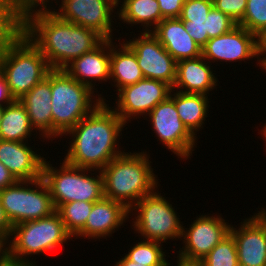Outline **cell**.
Listing matches in <instances>:
<instances>
[{
	"instance_id": "obj_43",
	"label": "cell",
	"mask_w": 266,
	"mask_h": 266,
	"mask_svg": "<svg viewBox=\"0 0 266 266\" xmlns=\"http://www.w3.org/2000/svg\"><path fill=\"white\" fill-rule=\"evenodd\" d=\"M114 266H145V264L135 263L131 260H129L126 256H122V258L116 262V264H113Z\"/></svg>"
},
{
	"instance_id": "obj_42",
	"label": "cell",
	"mask_w": 266,
	"mask_h": 266,
	"mask_svg": "<svg viewBox=\"0 0 266 266\" xmlns=\"http://www.w3.org/2000/svg\"><path fill=\"white\" fill-rule=\"evenodd\" d=\"M8 246V247H6ZM9 257V238L0 233V262Z\"/></svg>"
},
{
	"instance_id": "obj_35",
	"label": "cell",
	"mask_w": 266,
	"mask_h": 266,
	"mask_svg": "<svg viewBox=\"0 0 266 266\" xmlns=\"http://www.w3.org/2000/svg\"><path fill=\"white\" fill-rule=\"evenodd\" d=\"M213 6L238 23L245 14L247 0H213Z\"/></svg>"
},
{
	"instance_id": "obj_19",
	"label": "cell",
	"mask_w": 266,
	"mask_h": 266,
	"mask_svg": "<svg viewBox=\"0 0 266 266\" xmlns=\"http://www.w3.org/2000/svg\"><path fill=\"white\" fill-rule=\"evenodd\" d=\"M64 70L75 80L88 86L93 92L96 83L110 80V39H105L98 47L75 58Z\"/></svg>"
},
{
	"instance_id": "obj_23",
	"label": "cell",
	"mask_w": 266,
	"mask_h": 266,
	"mask_svg": "<svg viewBox=\"0 0 266 266\" xmlns=\"http://www.w3.org/2000/svg\"><path fill=\"white\" fill-rule=\"evenodd\" d=\"M110 39V80L118 92L121 88L144 79L135 53L123 42ZM116 44V45H115ZM115 45V46H114ZM119 47V48H118Z\"/></svg>"
},
{
	"instance_id": "obj_33",
	"label": "cell",
	"mask_w": 266,
	"mask_h": 266,
	"mask_svg": "<svg viewBox=\"0 0 266 266\" xmlns=\"http://www.w3.org/2000/svg\"><path fill=\"white\" fill-rule=\"evenodd\" d=\"M213 7V0H186L180 15L181 20L205 19Z\"/></svg>"
},
{
	"instance_id": "obj_4",
	"label": "cell",
	"mask_w": 266,
	"mask_h": 266,
	"mask_svg": "<svg viewBox=\"0 0 266 266\" xmlns=\"http://www.w3.org/2000/svg\"><path fill=\"white\" fill-rule=\"evenodd\" d=\"M72 78L64 69L51 70L52 140L73 128L106 98ZM98 96V97H97ZM95 99V100H94Z\"/></svg>"
},
{
	"instance_id": "obj_39",
	"label": "cell",
	"mask_w": 266,
	"mask_h": 266,
	"mask_svg": "<svg viewBox=\"0 0 266 266\" xmlns=\"http://www.w3.org/2000/svg\"><path fill=\"white\" fill-rule=\"evenodd\" d=\"M17 181L15 176L0 162V191L14 185Z\"/></svg>"
},
{
	"instance_id": "obj_8",
	"label": "cell",
	"mask_w": 266,
	"mask_h": 266,
	"mask_svg": "<svg viewBox=\"0 0 266 266\" xmlns=\"http://www.w3.org/2000/svg\"><path fill=\"white\" fill-rule=\"evenodd\" d=\"M156 190L144 196L130 209L131 215H137L132 218L131 228L145 240L161 243L170 239L181 241L184 224L180 221L175 207Z\"/></svg>"
},
{
	"instance_id": "obj_22",
	"label": "cell",
	"mask_w": 266,
	"mask_h": 266,
	"mask_svg": "<svg viewBox=\"0 0 266 266\" xmlns=\"http://www.w3.org/2000/svg\"><path fill=\"white\" fill-rule=\"evenodd\" d=\"M151 33L177 62L201 56V47L185 30L180 18H164Z\"/></svg>"
},
{
	"instance_id": "obj_12",
	"label": "cell",
	"mask_w": 266,
	"mask_h": 266,
	"mask_svg": "<svg viewBox=\"0 0 266 266\" xmlns=\"http://www.w3.org/2000/svg\"><path fill=\"white\" fill-rule=\"evenodd\" d=\"M171 91L172 87L165 82L144 78L121 88L116 93V106L112 109L128 124L131 119L141 118L143 115L145 118L158 103L170 96Z\"/></svg>"
},
{
	"instance_id": "obj_29",
	"label": "cell",
	"mask_w": 266,
	"mask_h": 266,
	"mask_svg": "<svg viewBox=\"0 0 266 266\" xmlns=\"http://www.w3.org/2000/svg\"><path fill=\"white\" fill-rule=\"evenodd\" d=\"M93 204L94 202L73 201L62 204L56 209L72 237L85 226Z\"/></svg>"
},
{
	"instance_id": "obj_24",
	"label": "cell",
	"mask_w": 266,
	"mask_h": 266,
	"mask_svg": "<svg viewBox=\"0 0 266 266\" xmlns=\"http://www.w3.org/2000/svg\"><path fill=\"white\" fill-rule=\"evenodd\" d=\"M175 103L178 115L184 126L197 139L208 116L209 98L203 94L184 93L172 89L169 96Z\"/></svg>"
},
{
	"instance_id": "obj_46",
	"label": "cell",
	"mask_w": 266,
	"mask_h": 266,
	"mask_svg": "<svg viewBox=\"0 0 266 266\" xmlns=\"http://www.w3.org/2000/svg\"><path fill=\"white\" fill-rule=\"evenodd\" d=\"M177 266H201L199 263H186V262H182L177 260Z\"/></svg>"
},
{
	"instance_id": "obj_34",
	"label": "cell",
	"mask_w": 266,
	"mask_h": 266,
	"mask_svg": "<svg viewBox=\"0 0 266 266\" xmlns=\"http://www.w3.org/2000/svg\"><path fill=\"white\" fill-rule=\"evenodd\" d=\"M11 7L24 19L28 14L36 11L50 10L49 3L53 0H8ZM59 3L60 1L54 0ZM48 5V6H47Z\"/></svg>"
},
{
	"instance_id": "obj_21",
	"label": "cell",
	"mask_w": 266,
	"mask_h": 266,
	"mask_svg": "<svg viewBox=\"0 0 266 266\" xmlns=\"http://www.w3.org/2000/svg\"><path fill=\"white\" fill-rule=\"evenodd\" d=\"M19 101L26 109L32 128L41 135L39 138L50 140L52 138L51 71Z\"/></svg>"
},
{
	"instance_id": "obj_26",
	"label": "cell",
	"mask_w": 266,
	"mask_h": 266,
	"mask_svg": "<svg viewBox=\"0 0 266 266\" xmlns=\"http://www.w3.org/2000/svg\"><path fill=\"white\" fill-rule=\"evenodd\" d=\"M33 131L35 132L26 109L19 100L4 107L0 122V139L28 142Z\"/></svg>"
},
{
	"instance_id": "obj_48",
	"label": "cell",
	"mask_w": 266,
	"mask_h": 266,
	"mask_svg": "<svg viewBox=\"0 0 266 266\" xmlns=\"http://www.w3.org/2000/svg\"><path fill=\"white\" fill-rule=\"evenodd\" d=\"M259 67L266 72V60Z\"/></svg>"
},
{
	"instance_id": "obj_14",
	"label": "cell",
	"mask_w": 266,
	"mask_h": 266,
	"mask_svg": "<svg viewBox=\"0 0 266 266\" xmlns=\"http://www.w3.org/2000/svg\"><path fill=\"white\" fill-rule=\"evenodd\" d=\"M123 42L135 53L145 78L159 80L173 87L177 61L151 32L140 31L139 36L134 35L133 39Z\"/></svg>"
},
{
	"instance_id": "obj_13",
	"label": "cell",
	"mask_w": 266,
	"mask_h": 266,
	"mask_svg": "<svg viewBox=\"0 0 266 266\" xmlns=\"http://www.w3.org/2000/svg\"><path fill=\"white\" fill-rule=\"evenodd\" d=\"M56 4L59 9L53 11L61 19L97 31L105 39L114 38L112 18L117 17L118 0H61Z\"/></svg>"
},
{
	"instance_id": "obj_3",
	"label": "cell",
	"mask_w": 266,
	"mask_h": 266,
	"mask_svg": "<svg viewBox=\"0 0 266 266\" xmlns=\"http://www.w3.org/2000/svg\"><path fill=\"white\" fill-rule=\"evenodd\" d=\"M147 151L124 152L112 159L102 170L104 197L123 203L129 210L144 196L158 189Z\"/></svg>"
},
{
	"instance_id": "obj_40",
	"label": "cell",
	"mask_w": 266,
	"mask_h": 266,
	"mask_svg": "<svg viewBox=\"0 0 266 266\" xmlns=\"http://www.w3.org/2000/svg\"><path fill=\"white\" fill-rule=\"evenodd\" d=\"M12 230H13V224L7 217L5 210L3 206L1 205V201H0V233L10 238Z\"/></svg>"
},
{
	"instance_id": "obj_1",
	"label": "cell",
	"mask_w": 266,
	"mask_h": 266,
	"mask_svg": "<svg viewBox=\"0 0 266 266\" xmlns=\"http://www.w3.org/2000/svg\"><path fill=\"white\" fill-rule=\"evenodd\" d=\"M125 125L107 102H101L64 134H69L72 139L64 161L76 167L101 171L112 159L124 153L119 141Z\"/></svg>"
},
{
	"instance_id": "obj_28",
	"label": "cell",
	"mask_w": 266,
	"mask_h": 266,
	"mask_svg": "<svg viewBox=\"0 0 266 266\" xmlns=\"http://www.w3.org/2000/svg\"><path fill=\"white\" fill-rule=\"evenodd\" d=\"M142 240V241H141ZM131 246L128 253L125 255L129 260L145 264V266H170L166 260V254L162 243L158 241L144 240Z\"/></svg>"
},
{
	"instance_id": "obj_32",
	"label": "cell",
	"mask_w": 266,
	"mask_h": 266,
	"mask_svg": "<svg viewBox=\"0 0 266 266\" xmlns=\"http://www.w3.org/2000/svg\"><path fill=\"white\" fill-rule=\"evenodd\" d=\"M237 23L214 6L208 13V38L212 39L229 32Z\"/></svg>"
},
{
	"instance_id": "obj_45",
	"label": "cell",
	"mask_w": 266,
	"mask_h": 266,
	"mask_svg": "<svg viewBox=\"0 0 266 266\" xmlns=\"http://www.w3.org/2000/svg\"><path fill=\"white\" fill-rule=\"evenodd\" d=\"M254 215L264 224V226L266 227V208H262L260 209V211H258V213H254Z\"/></svg>"
},
{
	"instance_id": "obj_11",
	"label": "cell",
	"mask_w": 266,
	"mask_h": 266,
	"mask_svg": "<svg viewBox=\"0 0 266 266\" xmlns=\"http://www.w3.org/2000/svg\"><path fill=\"white\" fill-rule=\"evenodd\" d=\"M199 215L190 224L183 226V247L177 251V260L186 263H199L219 242L230 234L231 224L222 215ZM185 244V245H184Z\"/></svg>"
},
{
	"instance_id": "obj_9",
	"label": "cell",
	"mask_w": 266,
	"mask_h": 266,
	"mask_svg": "<svg viewBox=\"0 0 266 266\" xmlns=\"http://www.w3.org/2000/svg\"><path fill=\"white\" fill-rule=\"evenodd\" d=\"M0 201L13 226L48 217L56 211L49 188L42 177L18 180L0 191Z\"/></svg>"
},
{
	"instance_id": "obj_47",
	"label": "cell",
	"mask_w": 266,
	"mask_h": 266,
	"mask_svg": "<svg viewBox=\"0 0 266 266\" xmlns=\"http://www.w3.org/2000/svg\"><path fill=\"white\" fill-rule=\"evenodd\" d=\"M263 127H262V130L260 132H261V135L265 137V140L264 141L266 142V123L264 124Z\"/></svg>"
},
{
	"instance_id": "obj_36",
	"label": "cell",
	"mask_w": 266,
	"mask_h": 266,
	"mask_svg": "<svg viewBox=\"0 0 266 266\" xmlns=\"http://www.w3.org/2000/svg\"><path fill=\"white\" fill-rule=\"evenodd\" d=\"M185 30L193 38V40L202 48L208 38V16L205 19L199 20H182Z\"/></svg>"
},
{
	"instance_id": "obj_37",
	"label": "cell",
	"mask_w": 266,
	"mask_h": 266,
	"mask_svg": "<svg viewBox=\"0 0 266 266\" xmlns=\"http://www.w3.org/2000/svg\"><path fill=\"white\" fill-rule=\"evenodd\" d=\"M164 18H179L186 0H157Z\"/></svg>"
},
{
	"instance_id": "obj_17",
	"label": "cell",
	"mask_w": 266,
	"mask_h": 266,
	"mask_svg": "<svg viewBox=\"0 0 266 266\" xmlns=\"http://www.w3.org/2000/svg\"><path fill=\"white\" fill-rule=\"evenodd\" d=\"M130 210L123 204L112 199L103 198L94 202L85 226L74 238L85 237L88 240L110 237L123 223L129 219Z\"/></svg>"
},
{
	"instance_id": "obj_20",
	"label": "cell",
	"mask_w": 266,
	"mask_h": 266,
	"mask_svg": "<svg viewBox=\"0 0 266 266\" xmlns=\"http://www.w3.org/2000/svg\"><path fill=\"white\" fill-rule=\"evenodd\" d=\"M211 65L202 55L194 59L178 61L176 80L172 89L209 96L210 91L216 89L219 82Z\"/></svg>"
},
{
	"instance_id": "obj_27",
	"label": "cell",
	"mask_w": 266,
	"mask_h": 266,
	"mask_svg": "<svg viewBox=\"0 0 266 266\" xmlns=\"http://www.w3.org/2000/svg\"><path fill=\"white\" fill-rule=\"evenodd\" d=\"M24 32V19L8 0H0V53L13 44Z\"/></svg>"
},
{
	"instance_id": "obj_49",
	"label": "cell",
	"mask_w": 266,
	"mask_h": 266,
	"mask_svg": "<svg viewBox=\"0 0 266 266\" xmlns=\"http://www.w3.org/2000/svg\"><path fill=\"white\" fill-rule=\"evenodd\" d=\"M3 112H4V106H0V122L2 119Z\"/></svg>"
},
{
	"instance_id": "obj_44",
	"label": "cell",
	"mask_w": 266,
	"mask_h": 266,
	"mask_svg": "<svg viewBox=\"0 0 266 266\" xmlns=\"http://www.w3.org/2000/svg\"><path fill=\"white\" fill-rule=\"evenodd\" d=\"M0 266H26V265L18 262L17 260H14L11 257H8L6 260L0 262Z\"/></svg>"
},
{
	"instance_id": "obj_38",
	"label": "cell",
	"mask_w": 266,
	"mask_h": 266,
	"mask_svg": "<svg viewBox=\"0 0 266 266\" xmlns=\"http://www.w3.org/2000/svg\"><path fill=\"white\" fill-rule=\"evenodd\" d=\"M15 101L16 99L11 93L6 78L0 72V106L5 107Z\"/></svg>"
},
{
	"instance_id": "obj_2",
	"label": "cell",
	"mask_w": 266,
	"mask_h": 266,
	"mask_svg": "<svg viewBox=\"0 0 266 266\" xmlns=\"http://www.w3.org/2000/svg\"><path fill=\"white\" fill-rule=\"evenodd\" d=\"M23 33L42 52L51 69H64L105 40L97 31L61 19L52 9L28 14Z\"/></svg>"
},
{
	"instance_id": "obj_25",
	"label": "cell",
	"mask_w": 266,
	"mask_h": 266,
	"mask_svg": "<svg viewBox=\"0 0 266 266\" xmlns=\"http://www.w3.org/2000/svg\"><path fill=\"white\" fill-rule=\"evenodd\" d=\"M121 3L118 1L117 6L119 21L130 27L141 24L143 32H151L164 19L157 0H122Z\"/></svg>"
},
{
	"instance_id": "obj_30",
	"label": "cell",
	"mask_w": 266,
	"mask_h": 266,
	"mask_svg": "<svg viewBox=\"0 0 266 266\" xmlns=\"http://www.w3.org/2000/svg\"><path fill=\"white\" fill-rule=\"evenodd\" d=\"M201 266H239L235 239L231 234L219 242L200 262Z\"/></svg>"
},
{
	"instance_id": "obj_7",
	"label": "cell",
	"mask_w": 266,
	"mask_h": 266,
	"mask_svg": "<svg viewBox=\"0 0 266 266\" xmlns=\"http://www.w3.org/2000/svg\"><path fill=\"white\" fill-rule=\"evenodd\" d=\"M51 70L45 56L24 33L0 53V72L16 100L21 99Z\"/></svg>"
},
{
	"instance_id": "obj_18",
	"label": "cell",
	"mask_w": 266,
	"mask_h": 266,
	"mask_svg": "<svg viewBox=\"0 0 266 266\" xmlns=\"http://www.w3.org/2000/svg\"><path fill=\"white\" fill-rule=\"evenodd\" d=\"M28 142L0 139V162L17 180H36L42 177L45 158Z\"/></svg>"
},
{
	"instance_id": "obj_31",
	"label": "cell",
	"mask_w": 266,
	"mask_h": 266,
	"mask_svg": "<svg viewBox=\"0 0 266 266\" xmlns=\"http://www.w3.org/2000/svg\"><path fill=\"white\" fill-rule=\"evenodd\" d=\"M258 37L266 30V0H247L243 18L237 23Z\"/></svg>"
},
{
	"instance_id": "obj_10",
	"label": "cell",
	"mask_w": 266,
	"mask_h": 266,
	"mask_svg": "<svg viewBox=\"0 0 266 266\" xmlns=\"http://www.w3.org/2000/svg\"><path fill=\"white\" fill-rule=\"evenodd\" d=\"M145 117L152 125V131L158 137L166 149L174 153L178 158L191 159L196 138L184 126L178 115L174 101L168 97L158 103ZM196 143V144H195Z\"/></svg>"
},
{
	"instance_id": "obj_16",
	"label": "cell",
	"mask_w": 266,
	"mask_h": 266,
	"mask_svg": "<svg viewBox=\"0 0 266 266\" xmlns=\"http://www.w3.org/2000/svg\"><path fill=\"white\" fill-rule=\"evenodd\" d=\"M239 227L231 224L239 266H266V227L255 216L247 217Z\"/></svg>"
},
{
	"instance_id": "obj_6",
	"label": "cell",
	"mask_w": 266,
	"mask_h": 266,
	"mask_svg": "<svg viewBox=\"0 0 266 266\" xmlns=\"http://www.w3.org/2000/svg\"><path fill=\"white\" fill-rule=\"evenodd\" d=\"M46 160L42 179L49 188L55 209L68 202H97L104 198V181L100 170L76 167L64 160L60 167H54Z\"/></svg>"
},
{
	"instance_id": "obj_5",
	"label": "cell",
	"mask_w": 266,
	"mask_h": 266,
	"mask_svg": "<svg viewBox=\"0 0 266 266\" xmlns=\"http://www.w3.org/2000/svg\"><path fill=\"white\" fill-rule=\"evenodd\" d=\"M70 238L72 240V235L66 230L59 213L55 211L48 217L13 226L9 238V257L26 266H37L35 260L28 259L29 256L31 258V255L57 250Z\"/></svg>"
},
{
	"instance_id": "obj_41",
	"label": "cell",
	"mask_w": 266,
	"mask_h": 266,
	"mask_svg": "<svg viewBox=\"0 0 266 266\" xmlns=\"http://www.w3.org/2000/svg\"><path fill=\"white\" fill-rule=\"evenodd\" d=\"M257 44H258L257 63L260 66L266 60V30L257 37Z\"/></svg>"
},
{
	"instance_id": "obj_15",
	"label": "cell",
	"mask_w": 266,
	"mask_h": 266,
	"mask_svg": "<svg viewBox=\"0 0 266 266\" xmlns=\"http://www.w3.org/2000/svg\"><path fill=\"white\" fill-rule=\"evenodd\" d=\"M201 55L210 64L218 61L241 63L253 58L258 60L257 37L237 24L229 32L209 39L201 48Z\"/></svg>"
}]
</instances>
